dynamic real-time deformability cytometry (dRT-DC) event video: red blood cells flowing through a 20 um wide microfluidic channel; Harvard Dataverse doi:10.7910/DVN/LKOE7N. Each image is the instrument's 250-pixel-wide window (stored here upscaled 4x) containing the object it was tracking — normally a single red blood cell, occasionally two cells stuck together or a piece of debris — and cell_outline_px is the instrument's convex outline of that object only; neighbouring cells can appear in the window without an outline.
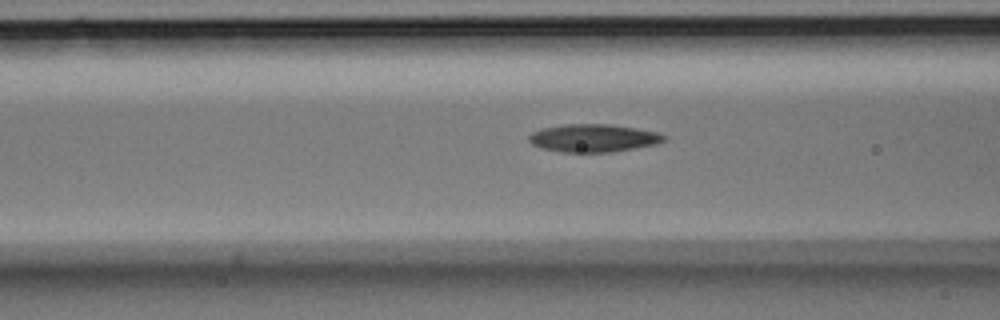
{"species": "Egyptian fruit bat (a non-hibernating species)", "species_latin": "Rousettus aegyptiacus", "temperature_condition": "room temperature", "stored_images_in_passage": 32, "camera_frame_rate_fps": 3000, "um_per_image_px": 0.085, "animal": {"sex": "male"}, "frame": {"image": 1, "passage_image": 14, "time_ms": 4.333, "image_size_px": [1000, 320], "cell_outline_px": [[668, 136], [664, 140], [656, 144], [612, 152], [560, 152], [540, 148], [532, 144], [528, 140], [528, 136], [532, 132], [540, 128], [564, 124], [608, 124], [636, 128], [656, 132]], "centroid_in_image_um": [50.39, 11.73], "position_along_channel_um": 116.2, "area_um2": 22.02}}
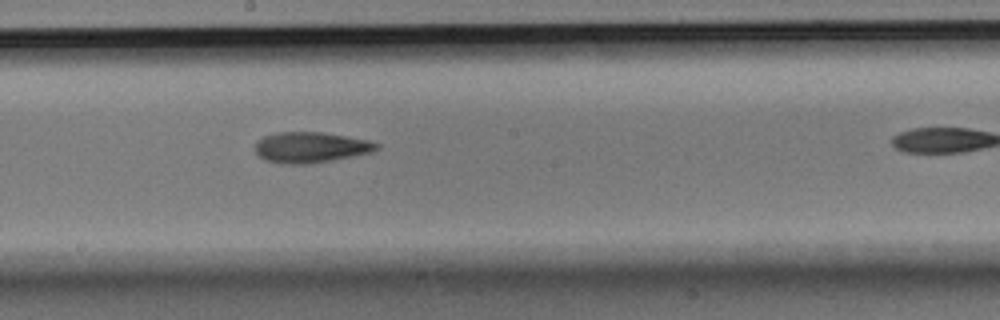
{"frame": {"image": 2, "passage_image": 21, "time_ms": 6.667, "image_size_px": [1000, 320], "cell_outline_px": [[380, 148], [372, 152], [332, 160], [308, 164], [284, 164], [264, 160], [256, 152], [256, 140], [264, 136], [280, 132], [320, 132], [368, 140], [380, 144]], "centroid_in_image_um": [26.4, 12.53], "position_along_channel_um": 221.8, "area_um2": 21.62}}
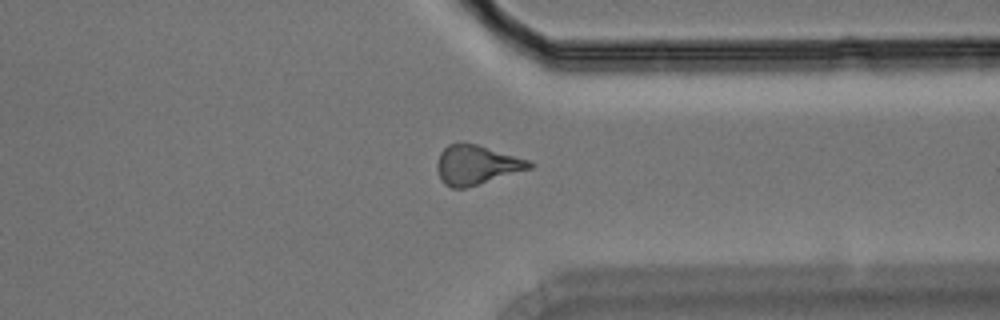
{"frame": {"image": 3, "passage_image": 31, "time_ms": 10.0, "image_size_px": [1000, 320], "cell_outline_px": [[536, 164], [532, 168], [464, 188], [452, 188], [444, 184], [440, 180], [436, 168], [436, 164], [440, 152], [448, 144], [464, 140], [528, 160]], "centroid_in_image_um": [40.45, 13.99], "position_along_channel_um": 370.9, "area_um2": 21.33}}